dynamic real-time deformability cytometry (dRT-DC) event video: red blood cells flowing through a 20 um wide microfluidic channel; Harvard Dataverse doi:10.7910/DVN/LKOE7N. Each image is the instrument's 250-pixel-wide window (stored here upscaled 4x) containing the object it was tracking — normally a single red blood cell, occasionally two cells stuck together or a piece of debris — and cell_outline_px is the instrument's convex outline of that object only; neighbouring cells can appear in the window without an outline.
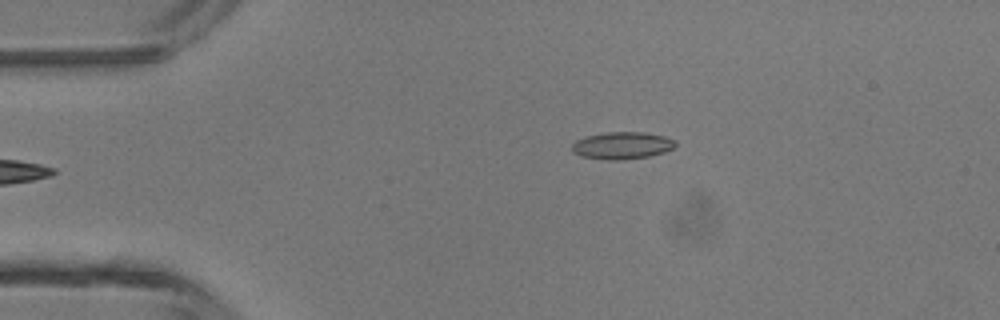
{"species": "common noctule bat (a hibernating species)", "species_latin": "Nyctalus noctula", "temperature_condition": "room temperature", "stored_images_in_passage": 4, "camera_frame_rate_fps": 3000, "um_per_image_px": 0.085, "animal": {"sex": "male", "body_mass_g": 13.3}, "frame": {"image": 1, "passage_image": 4, "time_ms": 1.0, "image_size_px": [1000, 320], "cell_outline_px": [[676, 144], [672, 148], [664, 152], [648, 156], [620, 160], [604, 160], [580, 156], [572, 152], [572, 144], [576, 140], [584, 136], [604, 132], [644, 132], [664, 136], [676, 140]], "centroid_in_image_um": [52.84, 12.36], "position_along_channel_um": 32.2, "area_um2": 16.53}}